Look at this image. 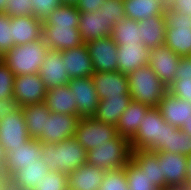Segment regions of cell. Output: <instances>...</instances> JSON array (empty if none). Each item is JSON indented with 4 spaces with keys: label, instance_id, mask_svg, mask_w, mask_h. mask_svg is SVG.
Masks as SVG:
<instances>
[{
    "label": "cell",
    "instance_id": "1",
    "mask_svg": "<svg viewBox=\"0 0 191 190\" xmlns=\"http://www.w3.org/2000/svg\"><path fill=\"white\" fill-rule=\"evenodd\" d=\"M176 127L167 123L157 107H151L130 140L132 150L161 151L170 146L171 132Z\"/></svg>",
    "mask_w": 191,
    "mask_h": 190
},
{
    "label": "cell",
    "instance_id": "2",
    "mask_svg": "<svg viewBox=\"0 0 191 190\" xmlns=\"http://www.w3.org/2000/svg\"><path fill=\"white\" fill-rule=\"evenodd\" d=\"M41 159L46 163L49 172L68 175L86 163L87 151L74 137L56 144L42 142Z\"/></svg>",
    "mask_w": 191,
    "mask_h": 190
},
{
    "label": "cell",
    "instance_id": "3",
    "mask_svg": "<svg viewBox=\"0 0 191 190\" xmlns=\"http://www.w3.org/2000/svg\"><path fill=\"white\" fill-rule=\"evenodd\" d=\"M43 37L23 45H15L0 59L15 75L39 73L40 67L49 51Z\"/></svg>",
    "mask_w": 191,
    "mask_h": 190
},
{
    "label": "cell",
    "instance_id": "4",
    "mask_svg": "<svg viewBox=\"0 0 191 190\" xmlns=\"http://www.w3.org/2000/svg\"><path fill=\"white\" fill-rule=\"evenodd\" d=\"M129 94L135 102L157 107L168 88L162 83L148 64L140 66L128 75Z\"/></svg>",
    "mask_w": 191,
    "mask_h": 190
},
{
    "label": "cell",
    "instance_id": "5",
    "mask_svg": "<svg viewBox=\"0 0 191 190\" xmlns=\"http://www.w3.org/2000/svg\"><path fill=\"white\" fill-rule=\"evenodd\" d=\"M130 141L118 135L87 152L86 163L104 171L124 167L131 159Z\"/></svg>",
    "mask_w": 191,
    "mask_h": 190
},
{
    "label": "cell",
    "instance_id": "6",
    "mask_svg": "<svg viewBox=\"0 0 191 190\" xmlns=\"http://www.w3.org/2000/svg\"><path fill=\"white\" fill-rule=\"evenodd\" d=\"M166 18L165 45L181 57L191 56V15H183L169 6Z\"/></svg>",
    "mask_w": 191,
    "mask_h": 190
},
{
    "label": "cell",
    "instance_id": "7",
    "mask_svg": "<svg viewBox=\"0 0 191 190\" xmlns=\"http://www.w3.org/2000/svg\"><path fill=\"white\" fill-rule=\"evenodd\" d=\"M117 136L115 125L96 120L94 117H86L79 119L74 138L88 152Z\"/></svg>",
    "mask_w": 191,
    "mask_h": 190
},
{
    "label": "cell",
    "instance_id": "8",
    "mask_svg": "<svg viewBox=\"0 0 191 190\" xmlns=\"http://www.w3.org/2000/svg\"><path fill=\"white\" fill-rule=\"evenodd\" d=\"M29 139L21 108L0 120V152L3 156Z\"/></svg>",
    "mask_w": 191,
    "mask_h": 190
},
{
    "label": "cell",
    "instance_id": "9",
    "mask_svg": "<svg viewBox=\"0 0 191 190\" xmlns=\"http://www.w3.org/2000/svg\"><path fill=\"white\" fill-rule=\"evenodd\" d=\"M80 118L93 117L96 114L99 98L92 77L71 78L68 82Z\"/></svg>",
    "mask_w": 191,
    "mask_h": 190
},
{
    "label": "cell",
    "instance_id": "10",
    "mask_svg": "<svg viewBox=\"0 0 191 190\" xmlns=\"http://www.w3.org/2000/svg\"><path fill=\"white\" fill-rule=\"evenodd\" d=\"M158 161L164 176V189L184 188L188 179L187 156L158 151Z\"/></svg>",
    "mask_w": 191,
    "mask_h": 190
},
{
    "label": "cell",
    "instance_id": "11",
    "mask_svg": "<svg viewBox=\"0 0 191 190\" xmlns=\"http://www.w3.org/2000/svg\"><path fill=\"white\" fill-rule=\"evenodd\" d=\"M42 142L38 139H29L23 145L13 148L8 154L4 155L3 176L9 178L19 168L26 167L41 159Z\"/></svg>",
    "mask_w": 191,
    "mask_h": 190
},
{
    "label": "cell",
    "instance_id": "12",
    "mask_svg": "<svg viewBox=\"0 0 191 190\" xmlns=\"http://www.w3.org/2000/svg\"><path fill=\"white\" fill-rule=\"evenodd\" d=\"M86 44L94 72L118 71V47L111 36L90 40Z\"/></svg>",
    "mask_w": 191,
    "mask_h": 190
},
{
    "label": "cell",
    "instance_id": "13",
    "mask_svg": "<svg viewBox=\"0 0 191 190\" xmlns=\"http://www.w3.org/2000/svg\"><path fill=\"white\" fill-rule=\"evenodd\" d=\"M46 91L39 73L14 77L13 98L18 101L21 107L43 103Z\"/></svg>",
    "mask_w": 191,
    "mask_h": 190
},
{
    "label": "cell",
    "instance_id": "14",
    "mask_svg": "<svg viewBox=\"0 0 191 190\" xmlns=\"http://www.w3.org/2000/svg\"><path fill=\"white\" fill-rule=\"evenodd\" d=\"M79 119L78 115L51 112L46 118V129L38 140L56 144L74 137Z\"/></svg>",
    "mask_w": 191,
    "mask_h": 190
},
{
    "label": "cell",
    "instance_id": "15",
    "mask_svg": "<svg viewBox=\"0 0 191 190\" xmlns=\"http://www.w3.org/2000/svg\"><path fill=\"white\" fill-rule=\"evenodd\" d=\"M42 37L50 50L63 51L84 44L78 26L42 25Z\"/></svg>",
    "mask_w": 191,
    "mask_h": 190
},
{
    "label": "cell",
    "instance_id": "16",
    "mask_svg": "<svg viewBox=\"0 0 191 190\" xmlns=\"http://www.w3.org/2000/svg\"><path fill=\"white\" fill-rule=\"evenodd\" d=\"M180 59L181 56L162 44L150 51L148 65L152 67L162 83L169 88L174 82Z\"/></svg>",
    "mask_w": 191,
    "mask_h": 190
},
{
    "label": "cell",
    "instance_id": "17",
    "mask_svg": "<svg viewBox=\"0 0 191 190\" xmlns=\"http://www.w3.org/2000/svg\"><path fill=\"white\" fill-rule=\"evenodd\" d=\"M99 100L115 97H131L128 77L119 71L94 72L91 76Z\"/></svg>",
    "mask_w": 191,
    "mask_h": 190
},
{
    "label": "cell",
    "instance_id": "18",
    "mask_svg": "<svg viewBox=\"0 0 191 190\" xmlns=\"http://www.w3.org/2000/svg\"><path fill=\"white\" fill-rule=\"evenodd\" d=\"M115 24L114 20L109 19L104 13L102 14L99 11L80 13L78 30L82 41L87 43L90 40L111 36Z\"/></svg>",
    "mask_w": 191,
    "mask_h": 190
},
{
    "label": "cell",
    "instance_id": "19",
    "mask_svg": "<svg viewBox=\"0 0 191 190\" xmlns=\"http://www.w3.org/2000/svg\"><path fill=\"white\" fill-rule=\"evenodd\" d=\"M61 53L69 79L91 77L94 74L92 59L86 43L63 50Z\"/></svg>",
    "mask_w": 191,
    "mask_h": 190
},
{
    "label": "cell",
    "instance_id": "20",
    "mask_svg": "<svg viewBox=\"0 0 191 190\" xmlns=\"http://www.w3.org/2000/svg\"><path fill=\"white\" fill-rule=\"evenodd\" d=\"M62 58L61 51L56 50H49L45 55V59L39 70V75L46 90L68 84L70 79L66 73V67Z\"/></svg>",
    "mask_w": 191,
    "mask_h": 190
},
{
    "label": "cell",
    "instance_id": "21",
    "mask_svg": "<svg viewBox=\"0 0 191 190\" xmlns=\"http://www.w3.org/2000/svg\"><path fill=\"white\" fill-rule=\"evenodd\" d=\"M157 108L163 119L175 127L181 128L191 117V104L169 91L166 92Z\"/></svg>",
    "mask_w": 191,
    "mask_h": 190
},
{
    "label": "cell",
    "instance_id": "22",
    "mask_svg": "<svg viewBox=\"0 0 191 190\" xmlns=\"http://www.w3.org/2000/svg\"><path fill=\"white\" fill-rule=\"evenodd\" d=\"M48 172L49 168L42 159L35 160L8 178L9 190H32Z\"/></svg>",
    "mask_w": 191,
    "mask_h": 190
},
{
    "label": "cell",
    "instance_id": "23",
    "mask_svg": "<svg viewBox=\"0 0 191 190\" xmlns=\"http://www.w3.org/2000/svg\"><path fill=\"white\" fill-rule=\"evenodd\" d=\"M117 47L118 71L122 74L128 75L140 66L148 64L151 50L142 43L117 45Z\"/></svg>",
    "mask_w": 191,
    "mask_h": 190
},
{
    "label": "cell",
    "instance_id": "24",
    "mask_svg": "<svg viewBox=\"0 0 191 190\" xmlns=\"http://www.w3.org/2000/svg\"><path fill=\"white\" fill-rule=\"evenodd\" d=\"M14 45H23L42 37V20L30 16L10 17Z\"/></svg>",
    "mask_w": 191,
    "mask_h": 190
},
{
    "label": "cell",
    "instance_id": "25",
    "mask_svg": "<svg viewBox=\"0 0 191 190\" xmlns=\"http://www.w3.org/2000/svg\"><path fill=\"white\" fill-rule=\"evenodd\" d=\"M106 171L85 163L67 175L68 190H99Z\"/></svg>",
    "mask_w": 191,
    "mask_h": 190
},
{
    "label": "cell",
    "instance_id": "26",
    "mask_svg": "<svg viewBox=\"0 0 191 190\" xmlns=\"http://www.w3.org/2000/svg\"><path fill=\"white\" fill-rule=\"evenodd\" d=\"M131 160L144 171L156 189L164 190V176L158 161V151L132 150Z\"/></svg>",
    "mask_w": 191,
    "mask_h": 190
},
{
    "label": "cell",
    "instance_id": "27",
    "mask_svg": "<svg viewBox=\"0 0 191 190\" xmlns=\"http://www.w3.org/2000/svg\"><path fill=\"white\" fill-rule=\"evenodd\" d=\"M150 108L148 105L132 100L116 124L118 135L130 141L137 133L141 120Z\"/></svg>",
    "mask_w": 191,
    "mask_h": 190
},
{
    "label": "cell",
    "instance_id": "28",
    "mask_svg": "<svg viewBox=\"0 0 191 190\" xmlns=\"http://www.w3.org/2000/svg\"><path fill=\"white\" fill-rule=\"evenodd\" d=\"M141 43L148 49H155L165 43L166 18L165 15L147 18L139 21Z\"/></svg>",
    "mask_w": 191,
    "mask_h": 190
},
{
    "label": "cell",
    "instance_id": "29",
    "mask_svg": "<svg viewBox=\"0 0 191 190\" xmlns=\"http://www.w3.org/2000/svg\"><path fill=\"white\" fill-rule=\"evenodd\" d=\"M74 98L68 85H63L47 90L44 103L51 112L77 115Z\"/></svg>",
    "mask_w": 191,
    "mask_h": 190
},
{
    "label": "cell",
    "instance_id": "30",
    "mask_svg": "<svg viewBox=\"0 0 191 190\" xmlns=\"http://www.w3.org/2000/svg\"><path fill=\"white\" fill-rule=\"evenodd\" d=\"M125 15L135 21L164 15L166 4L161 0H123Z\"/></svg>",
    "mask_w": 191,
    "mask_h": 190
},
{
    "label": "cell",
    "instance_id": "31",
    "mask_svg": "<svg viewBox=\"0 0 191 190\" xmlns=\"http://www.w3.org/2000/svg\"><path fill=\"white\" fill-rule=\"evenodd\" d=\"M21 109L29 137L38 139L46 129V118L51 114V111L44 102L26 105Z\"/></svg>",
    "mask_w": 191,
    "mask_h": 190
},
{
    "label": "cell",
    "instance_id": "32",
    "mask_svg": "<svg viewBox=\"0 0 191 190\" xmlns=\"http://www.w3.org/2000/svg\"><path fill=\"white\" fill-rule=\"evenodd\" d=\"M131 101V97H115L99 100L96 114L93 117L96 120L116 126L120 116Z\"/></svg>",
    "mask_w": 191,
    "mask_h": 190
},
{
    "label": "cell",
    "instance_id": "33",
    "mask_svg": "<svg viewBox=\"0 0 191 190\" xmlns=\"http://www.w3.org/2000/svg\"><path fill=\"white\" fill-rule=\"evenodd\" d=\"M111 38L117 45L141 43L139 21L127 17L117 21L112 29Z\"/></svg>",
    "mask_w": 191,
    "mask_h": 190
},
{
    "label": "cell",
    "instance_id": "34",
    "mask_svg": "<svg viewBox=\"0 0 191 190\" xmlns=\"http://www.w3.org/2000/svg\"><path fill=\"white\" fill-rule=\"evenodd\" d=\"M79 23L80 12L76 5L67 4H62L42 20V25H71L79 27Z\"/></svg>",
    "mask_w": 191,
    "mask_h": 190
},
{
    "label": "cell",
    "instance_id": "35",
    "mask_svg": "<svg viewBox=\"0 0 191 190\" xmlns=\"http://www.w3.org/2000/svg\"><path fill=\"white\" fill-rule=\"evenodd\" d=\"M124 168L129 190H158L149 182L144 171L131 159Z\"/></svg>",
    "mask_w": 191,
    "mask_h": 190
},
{
    "label": "cell",
    "instance_id": "36",
    "mask_svg": "<svg viewBox=\"0 0 191 190\" xmlns=\"http://www.w3.org/2000/svg\"><path fill=\"white\" fill-rule=\"evenodd\" d=\"M161 151L181 154L184 156L191 155V135L176 127L171 132L170 146L164 147Z\"/></svg>",
    "mask_w": 191,
    "mask_h": 190
},
{
    "label": "cell",
    "instance_id": "37",
    "mask_svg": "<svg viewBox=\"0 0 191 190\" xmlns=\"http://www.w3.org/2000/svg\"><path fill=\"white\" fill-rule=\"evenodd\" d=\"M99 190H129L125 168L106 171Z\"/></svg>",
    "mask_w": 191,
    "mask_h": 190
},
{
    "label": "cell",
    "instance_id": "38",
    "mask_svg": "<svg viewBox=\"0 0 191 190\" xmlns=\"http://www.w3.org/2000/svg\"><path fill=\"white\" fill-rule=\"evenodd\" d=\"M32 190H68L67 174L48 172L39 183H36Z\"/></svg>",
    "mask_w": 191,
    "mask_h": 190
},
{
    "label": "cell",
    "instance_id": "39",
    "mask_svg": "<svg viewBox=\"0 0 191 190\" xmlns=\"http://www.w3.org/2000/svg\"><path fill=\"white\" fill-rule=\"evenodd\" d=\"M13 46L15 45L13 44L10 17L5 13H0V59Z\"/></svg>",
    "mask_w": 191,
    "mask_h": 190
},
{
    "label": "cell",
    "instance_id": "40",
    "mask_svg": "<svg viewBox=\"0 0 191 190\" xmlns=\"http://www.w3.org/2000/svg\"><path fill=\"white\" fill-rule=\"evenodd\" d=\"M14 77L8 66L0 60V100L13 98Z\"/></svg>",
    "mask_w": 191,
    "mask_h": 190
},
{
    "label": "cell",
    "instance_id": "41",
    "mask_svg": "<svg viewBox=\"0 0 191 190\" xmlns=\"http://www.w3.org/2000/svg\"><path fill=\"white\" fill-rule=\"evenodd\" d=\"M99 12L115 22L126 17L123 0H104Z\"/></svg>",
    "mask_w": 191,
    "mask_h": 190
},
{
    "label": "cell",
    "instance_id": "42",
    "mask_svg": "<svg viewBox=\"0 0 191 190\" xmlns=\"http://www.w3.org/2000/svg\"><path fill=\"white\" fill-rule=\"evenodd\" d=\"M32 2V16L43 20L56 8L62 5L61 0H30Z\"/></svg>",
    "mask_w": 191,
    "mask_h": 190
},
{
    "label": "cell",
    "instance_id": "43",
    "mask_svg": "<svg viewBox=\"0 0 191 190\" xmlns=\"http://www.w3.org/2000/svg\"><path fill=\"white\" fill-rule=\"evenodd\" d=\"M5 14L9 17L32 15V2L30 0H8Z\"/></svg>",
    "mask_w": 191,
    "mask_h": 190
},
{
    "label": "cell",
    "instance_id": "44",
    "mask_svg": "<svg viewBox=\"0 0 191 190\" xmlns=\"http://www.w3.org/2000/svg\"><path fill=\"white\" fill-rule=\"evenodd\" d=\"M168 91L179 97V99L188 101L191 104V78L174 79Z\"/></svg>",
    "mask_w": 191,
    "mask_h": 190
},
{
    "label": "cell",
    "instance_id": "45",
    "mask_svg": "<svg viewBox=\"0 0 191 190\" xmlns=\"http://www.w3.org/2000/svg\"><path fill=\"white\" fill-rule=\"evenodd\" d=\"M188 78H191V56L181 57L175 74V79Z\"/></svg>",
    "mask_w": 191,
    "mask_h": 190
},
{
    "label": "cell",
    "instance_id": "46",
    "mask_svg": "<svg viewBox=\"0 0 191 190\" xmlns=\"http://www.w3.org/2000/svg\"><path fill=\"white\" fill-rule=\"evenodd\" d=\"M21 106L15 98L0 100V120L8 114L17 112Z\"/></svg>",
    "mask_w": 191,
    "mask_h": 190
},
{
    "label": "cell",
    "instance_id": "47",
    "mask_svg": "<svg viewBox=\"0 0 191 190\" xmlns=\"http://www.w3.org/2000/svg\"><path fill=\"white\" fill-rule=\"evenodd\" d=\"M104 0H78L76 4L80 13H90L99 11Z\"/></svg>",
    "mask_w": 191,
    "mask_h": 190
},
{
    "label": "cell",
    "instance_id": "48",
    "mask_svg": "<svg viewBox=\"0 0 191 190\" xmlns=\"http://www.w3.org/2000/svg\"><path fill=\"white\" fill-rule=\"evenodd\" d=\"M169 7L183 15H191V0H175Z\"/></svg>",
    "mask_w": 191,
    "mask_h": 190
},
{
    "label": "cell",
    "instance_id": "49",
    "mask_svg": "<svg viewBox=\"0 0 191 190\" xmlns=\"http://www.w3.org/2000/svg\"><path fill=\"white\" fill-rule=\"evenodd\" d=\"M187 161H188V166H187L188 179L185 188L187 190H191V155L187 157Z\"/></svg>",
    "mask_w": 191,
    "mask_h": 190
},
{
    "label": "cell",
    "instance_id": "50",
    "mask_svg": "<svg viewBox=\"0 0 191 190\" xmlns=\"http://www.w3.org/2000/svg\"><path fill=\"white\" fill-rule=\"evenodd\" d=\"M0 190H9V182L8 179L2 176L0 178Z\"/></svg>",
    "mask_w": 191,
    "mask_h": 190
},
{
    "label": "cell",
    "instance_id": "51",
    "mask_svg": "<svg viewBox=\"0 0 191 190\" xmlns=\"http://www.w3.org/2000/svg\"><path fill=\"white\" fill-rule=\"evenodd\" d=\"M180 129L191 135V117H189L187 123H184Z\"/></svg>",
    "mask_w": 191,
    "mask_h": 190
},
{
    "label": "cell",
    "instance_id": "52",
    "mask_svg": "<svg viewBox=\"0 0 191 190\" xmlns=\"http://www.w3.org/2000/svg\"><path fill=\"white\" fill-rule=\"evenodd\" d=\"M8 0H0V13H5V9L8 6Z\"/></svg>",
    "mask_w": 191,
    "mask_h": 190
},
{
    "label": "cell",
    "instance_id": "53",
    "mask_svg": "<svg viewBox=\"0 0 191 190\" xmlns=\"http://www.w3.org/2000/svg\"><path fill=\"white\" fill-rule=\"evenodd\" d=\"M3 160H4V156L0 152V178L3 176Z\"/></svg>",
    "mask_w": 191,
    "mask_h": 190
},
{
    "label": "cell",
    "instance_id": "54",
    "mask_svg": "<svg viewBox=\"0 0 191 190\" xmlns=\"http://www.w3.org/2000/svg\"><path fill=\"white\" fill-rule=\"evenodd\" d=\"M62 4L67 5H76L78 3V0H61Z\"/></svg>",
    "mask_w": 191,
    "mask_h": 190
},
{
    "label": "cell",
    "instance_id": "55",
    "mask_svg": "<svg viewBox=\"0 0 191 190\" xmlns=\"http://www.w3.org/2000/svg\"><path fill=\"white\" fill-rule=\"evenodd\" d=\"M164 190H187V189L184 187V188H167Z\"/></svg>",
    "mask_w": 191,
    "mask_h": 190
},
{
    "label": "cell",
    "instance_id": "56",
    "mask_svg": "<svg viewBox=\"0 0 191 190\" xmlns=\"http://www.w3.org/2000/svg\"><path fill=\"white\" fill-rule=\"evenodd\" d=\"M175 0H167V6H170Z\"/></svg>",
    "mask_w": 191,
    "mask_h": 190
},
{
    "label": "cell",
    "instance_id": "57",
    "mask_svg": "<svg viewBox=\"0 0 191 190\" xmlns=\"http://www.w3.org/2000/svg\"><path fill=\"white\" fill-rule=\"evenodd\" d=\"M161 1L164 2L166 4V6H167V0H161Z\"/></svg>",
    "mask_w": 191,
    "mask_h": 190
}]
</instances>
